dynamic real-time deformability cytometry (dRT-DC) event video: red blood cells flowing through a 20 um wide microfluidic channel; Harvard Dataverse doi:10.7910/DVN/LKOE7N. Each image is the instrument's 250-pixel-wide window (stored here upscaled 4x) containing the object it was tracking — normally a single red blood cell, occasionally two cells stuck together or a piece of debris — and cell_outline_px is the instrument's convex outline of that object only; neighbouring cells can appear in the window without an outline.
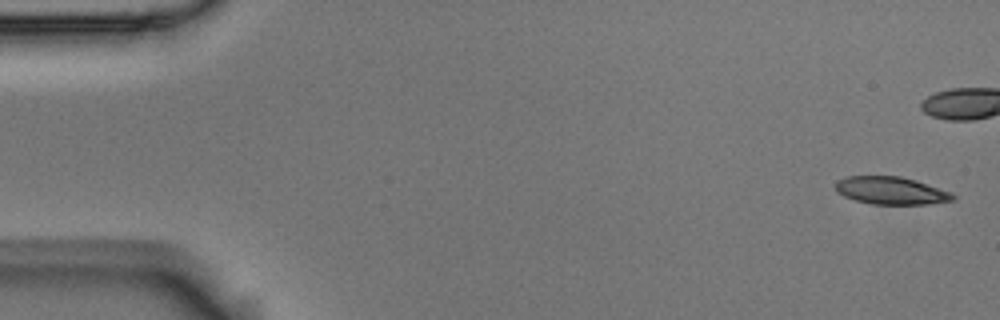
{"species": "Egyptian fruit bat (a non-hibernating species)", "species_latin": "Rousettus aegyptiacus", "temperature_condition": "room temperature", "stored_images_in_passage": 5, "camera_frame_rate_fps": 3000, "um_per_image_px": 0.085, "animal": {"sex": "male"}, "frame": {"image": 1, "passage_image": 1, "time_ms": 0.0, "image_size_px": [1000, 320], "cell_outline_px": [[956, 196], [952, 200], [928, 204], [872, 204], [856, 200], [844, 196], [836, 192], [836, 180], [848, 176], [900, 176], [916, 180], [952, 192]], "centroid_in_image_um": [75.74, 16.19], "position_along_channel_um": 9.3, "area_um2": 18.9}}
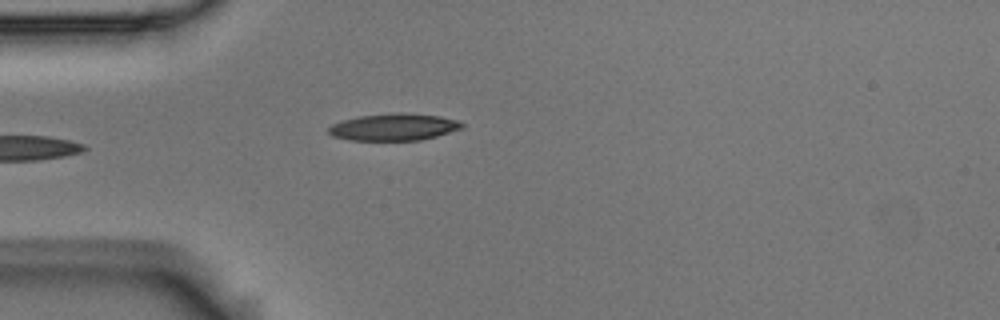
{"frame": {"image": 2, "passage_image": 5, "time_ms": 1.333, "image_size_px": [1000, 320], "cell_outline_px": [[464, 128], [436, 136], [420, 140], [348, 140], [332, 136], [328, 132], [328, 128], [332, 124], [344, 120], [360, 116], [440, 116], [460, 120], [464, 124]], "centroid_in_image_um": [33.48, 10.86], "position_along_channel_um": 51.5, "area_um2": 19.83}}